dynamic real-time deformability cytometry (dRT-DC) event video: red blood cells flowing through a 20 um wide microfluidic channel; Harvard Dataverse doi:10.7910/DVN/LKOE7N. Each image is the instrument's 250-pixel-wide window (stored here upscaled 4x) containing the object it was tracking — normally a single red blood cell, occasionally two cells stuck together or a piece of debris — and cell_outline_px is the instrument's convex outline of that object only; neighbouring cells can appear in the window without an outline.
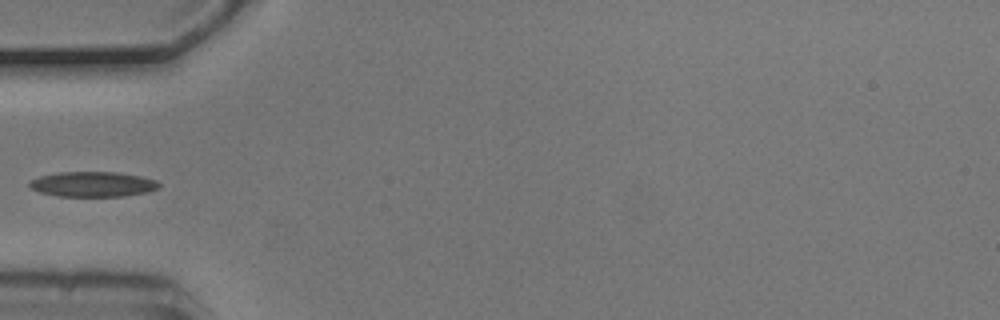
{"species": "common noctule bat (a hibernating species)", "species_latin": "Nyctalus noctula", "temperature_condition": "cold", "stored_images_in_passage": 5, "segment_of_instrument_passage": [2, 2], "camera_frame_rate_fps": 3000, "um_per_image_px": 0.085, "animal": {"sex": "male", "body_mass_g": 20.5, "forearm_length_mm": 52.5}, "frame": {"image": 1, "passage_image": 5, "time_ms": 1.333, "image_size_px": [1000, 320], "cell_outline_px": [[160, 188], [148, 192], [124, 196], [56, 196], [40, 192], [32, 188], [28, 184], [28, 180], [40, 176], [60, 172], [116, 172], [140, 176], [156, 180], [160, 184]], "centroid_in_image_um": [7.89, 15.66], "position_along_channel_um": 77.1, "area_um2": 19.02}}